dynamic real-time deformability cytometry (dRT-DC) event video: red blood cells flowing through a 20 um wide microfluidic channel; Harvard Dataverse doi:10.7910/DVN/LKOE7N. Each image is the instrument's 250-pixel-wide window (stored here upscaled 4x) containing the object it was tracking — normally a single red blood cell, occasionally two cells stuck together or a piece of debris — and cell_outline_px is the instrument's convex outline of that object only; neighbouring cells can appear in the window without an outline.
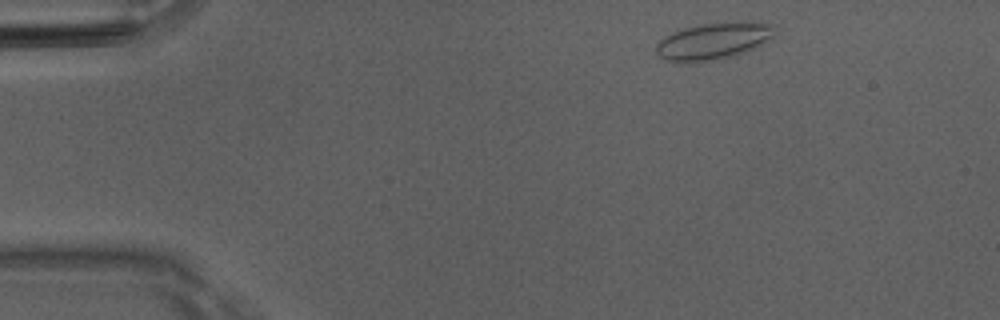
{"species": "Egyptian fruit bat (a non-hibernating species)", "species_latin": "Rousettus aegyptiacus", "temperature_condition": "room temperature", "stored_images_in_passage": 45, "camera_frame_rate_fps": 3000, "um_per_image_px": 0.085, "animal": {"sex": "male"}, "frame": {"image": 1, "passage_image": 2, "time_ms": 0.333, "image_size_px": [1000, 320], "cell_outline_px": [[776, 24], [772, 36], [760, 44], [744, 52], [732, 56], [716, 60], [664, 60], [656, 52], [656, 44], [664, 36], [672, 32], [684, 28], [700, 24], [748, 20]], "centroid_in_image_um": [60.67, 3.43], "position_along_channel_um": 24.3, "area_um2": 25.09}}
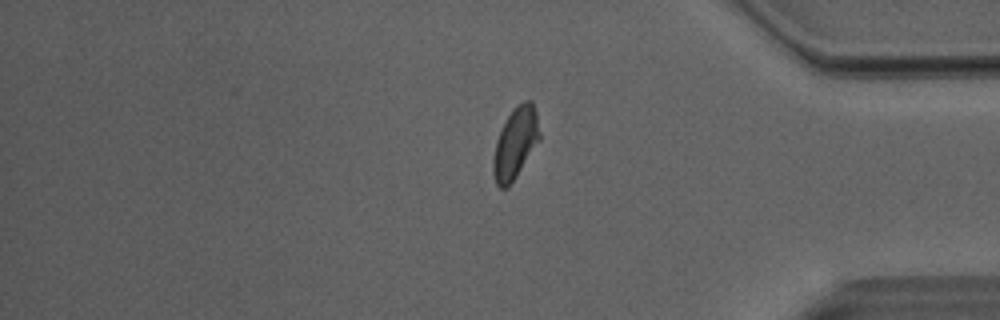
{"frame": {"image": 2, "passage_image": 37, "time_ms": 12.0, "image_size_px": [1000, 320], "cell_outline_px": [[540, 140], [508, 188], [500, 188], [496, 184], [492, 172], [492, 160], [496, 140], [512, 108], [524, 100], [532, 100], [536, 112], [540, 132]], "centroid_in_image_um": [43.8, 12.17], "position_along_channel_um": 391.4, "area_um2": 19.25}}
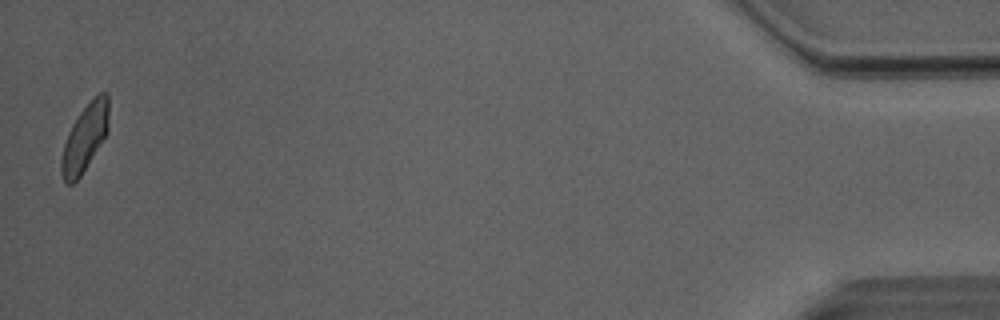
{"frame": {"image": 3, "passage_image": 45, "time_ms": 14.667, "image_size_px": [1000, 320], "cell_outline_px": [[108, 132], [80, 176], [72, 184], [64, 184], [60, 172], [60, 160], [64, 144], [68, 132], [72, 124], [80, 112], [100, 92], [108, 92]], "centroid_in_image_um": [7.18, 11.75], "position_along_channel_um": 428.0, "area_um2": 18.38}, "authors_computed_cell_mechanics": {"area_um2": 19.363, "velocity_mm_per_s": 4.0283, "shape_relaxation_time_tau1_ms": 9.3943, "shape_relaxation_time_tau2_ms": 1.1229, "deformation_change_tau1": 0.1677, "deformation_change_tau2": 0.0732}}